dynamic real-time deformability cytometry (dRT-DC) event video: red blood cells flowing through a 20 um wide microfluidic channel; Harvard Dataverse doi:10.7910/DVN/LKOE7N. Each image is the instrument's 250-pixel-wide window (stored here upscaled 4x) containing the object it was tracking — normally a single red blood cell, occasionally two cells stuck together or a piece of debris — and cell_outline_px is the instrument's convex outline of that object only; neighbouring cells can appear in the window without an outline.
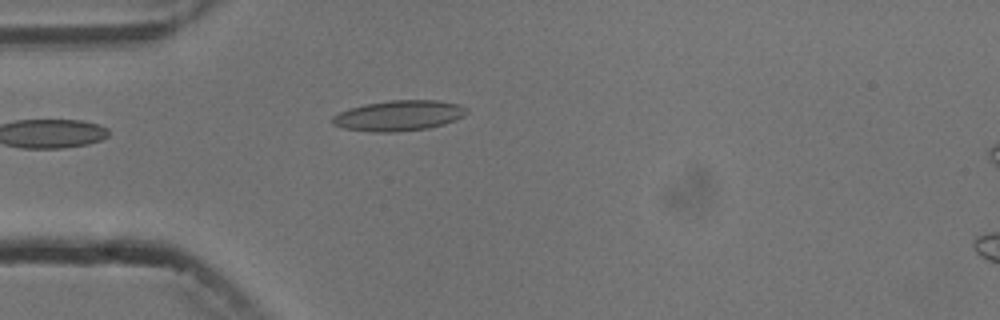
{"species": "common noctule bat (a hibernating species)", "species_latin": "Nyctalus noctula", "temperature_condition": "cold", "stored_images_in_passage": 1, "camera_frame_rate_fps": 3000, "um_per_image_px": 0.085, "animal": {"sex": "male", "body_mass_g": 13.3}, "frame": {"image": 1, "passage_image": 1, "time_ms": 0.0, "image_size_px": [1000, 320], "cell_outline_px": [[468, 112], [464, 116], [456, 120], [444, 124], [428, 128], [396, 132], [372, 132], [344, 128], [332, 124], [332, 116], [340, 112], [364, 104], [388, 100], [436, 100], [460, 104], [468, 108]], "centroid_in_image_um": [33.94, 9.82], "position_along_channel_um": 51.1, "area_um2": 23.93}}